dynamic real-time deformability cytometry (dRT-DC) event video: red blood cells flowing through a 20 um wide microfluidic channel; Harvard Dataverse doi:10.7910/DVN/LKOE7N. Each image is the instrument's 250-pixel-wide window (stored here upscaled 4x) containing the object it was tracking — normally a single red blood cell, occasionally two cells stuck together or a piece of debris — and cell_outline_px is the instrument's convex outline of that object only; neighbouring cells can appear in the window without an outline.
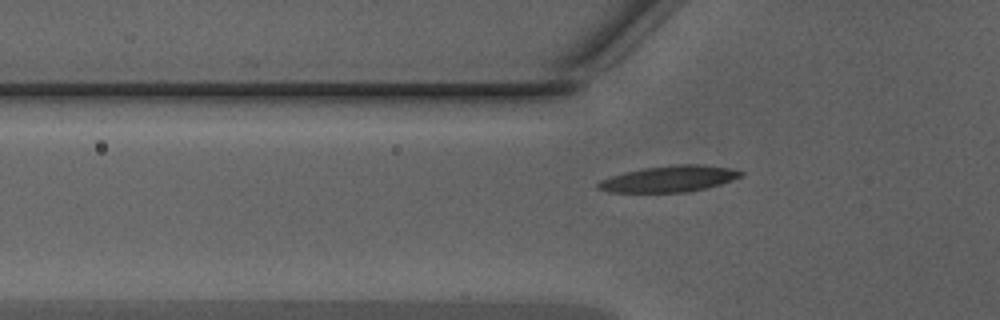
{"species": "Egyptian fruit bat (a non-hibernating species)", "species_latin": "Rousettus aegyptiacus", "temperature_condition": "warm", "stored_images_in_passage": 35, "camera_frame_rate_fps": 3000, "um_per_image_px": 0.085, "animal": {"sex": "male"}, "frame": {"image": 1, "passage_image": 4, "time_ms": 1.0, "image_size_px": [1000, 320], "cell_outline_px": [[744, 176], [720, 184], [688, 192], [608, 192], [596, 188], [596, 184], [600, 180], [624, 172], [644, 168], [672, 164], [704, 164], [728, 168], [744, 172]], "centroid_in_image_um": [56.87, 15.19], "position_along_channel_um": 68.9, "area_um2": 21.85}}
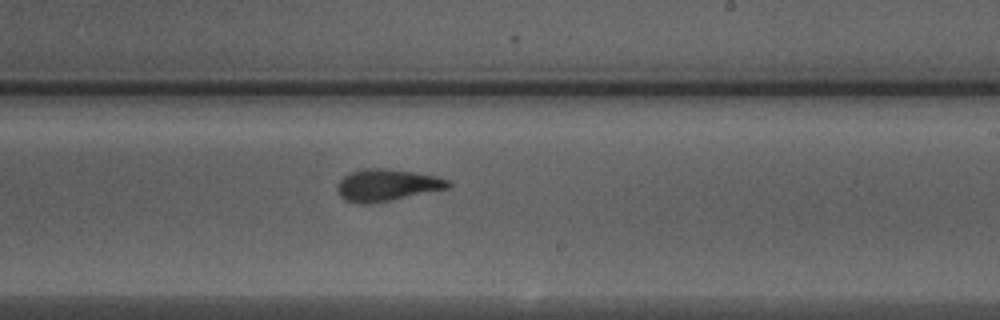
{"frame": {"image": 2, "passage_image": 17, "time_ms": 5.333, "image_size_px": [1000, 320], "cell_outline_px": [[452, 184], [448, 188], [392, 200], [368, 204], [356, 204], [344, 200], [336, 192], [336, 184], [344, 176], [352, 172], [364, 168], [388, 168], [436, 176], [448, 180]], "centroid_in_image_um": [32.83, 15.74], "position_along_channel_um": 256.2, "area_um2": 20.75}}
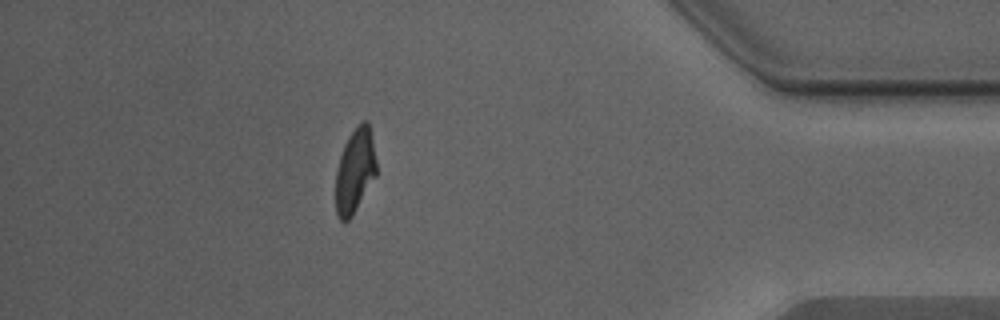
{"frame": {"image": 3, "passage_image": 30, "time_ms": 9.667, "image_size_px": [1000, 320], "cell_outline_px": [[376, 176], [352, 216], [344, 224], [340, 220], [336, 212], [336, 172], [340, 156], [344, 144], [348, 136], [360, 120], [368, 120], [376, 160]], "centroid_in_image_um": [30.17, 14.5], "position_along_channel_um": 405.0, "area_um2": 20.11}}